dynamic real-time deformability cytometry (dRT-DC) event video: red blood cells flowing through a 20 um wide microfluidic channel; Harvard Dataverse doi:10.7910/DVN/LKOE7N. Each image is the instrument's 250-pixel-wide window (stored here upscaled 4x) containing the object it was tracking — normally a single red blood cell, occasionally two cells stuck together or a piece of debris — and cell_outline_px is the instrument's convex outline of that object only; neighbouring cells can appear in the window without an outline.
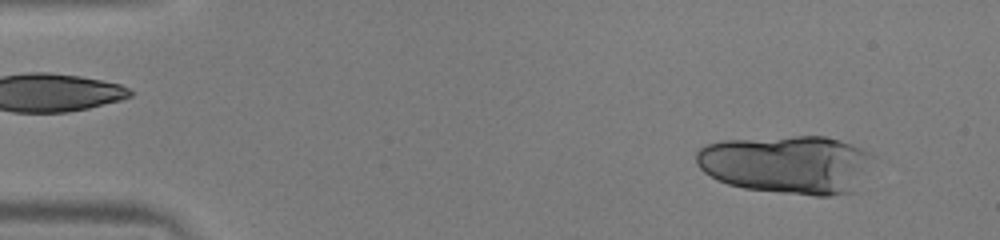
{"species": "human", "species_latin": "Homo sapiens", "temperature_condition": "warm", "stored_images_in_passage": 23, "camera_frame_rate_fps": 3000, "um_per_image_px": 0.085, "donor": {"sex": "male"}, "frame": {"image": 1, "passage_image": 4, "time_ms": 1.0, "image_size_px": [1000, 240], "cell_outline_px": [[872, 156], [860, 192], [828, 196], [816, 196], [744, 188], [728, 184], [704, 172], [696, 164], [696, 152], [704, 144], [720, 140], [792, 136], [824, 136], [840, 140], [852, 144], [868, 152]], "centroid_in_image_um": [66.93, 13.98], "position_along_channel_um": 18.1, "area_um2": 60.86}}
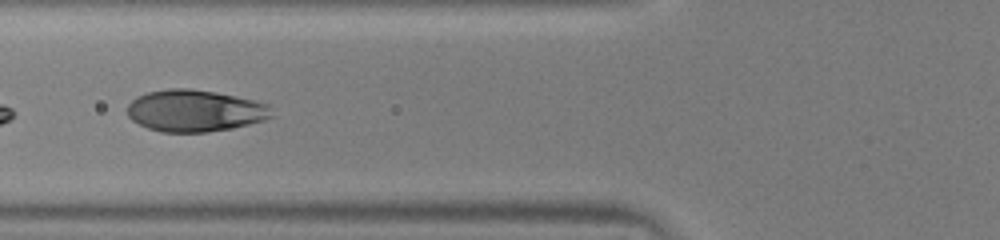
{"frame": {"image": 2, "passage_image": 20, "time_ms": 6.333, "image_size_px": [1000, 240], "cell_outline_px": [[276, 116], [264, 120], [232, 128], [208, 132], [160, 132], [148, 128], [132, 120], [128, 116], [128, 104], [136, 96], [148, 92], [168, 88], [188, 88], [236, 96], [268, 104]], "centroid_in_image_um": [16.57, 9.42], "position_along_channel_um": 109.2, "area_um2": 35.2}}